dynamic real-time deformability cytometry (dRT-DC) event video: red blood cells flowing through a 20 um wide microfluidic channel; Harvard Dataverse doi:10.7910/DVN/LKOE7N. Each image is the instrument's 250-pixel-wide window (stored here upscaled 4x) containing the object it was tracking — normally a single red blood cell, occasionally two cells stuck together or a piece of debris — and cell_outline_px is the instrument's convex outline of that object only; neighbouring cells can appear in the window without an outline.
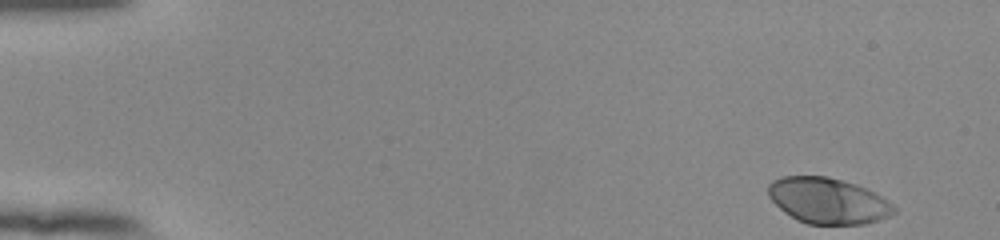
{"species": "human", "species_latin": "Homo sapiens", "temperature_condition": "room temperature", "stored_images_in_passage": 50, "camera_frame_rate_fps": 3000, "um_per_image_px": 0.085, "donor": {"sex": "female"}, "frame": {"image": 1, "passage_image": 1, "time_ms": 0.0, "image_size_px": [1000, 240], "cell_outline_px": [[896, 212], [880, 220], [864, 224], [808, 224], [796, 220], [784, 212], [768, 196], [768, 184], [772, 180], [784, 176], [828, 176], [856, 184], [888, 200], [896, 208]], "centroid_in_image_um": [70.36, 17.06], "position_along_channel_um": 14.6, "area_um2": 33.58}}
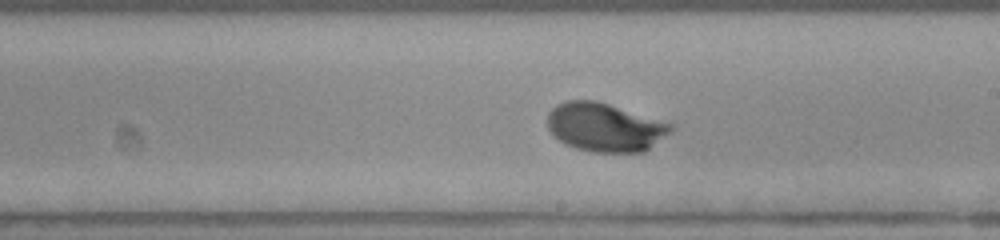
{"frame": {"image": 2, "passage_image": 29, "time_ms": 9.333, "image_size_px": [1000, 240], "cell_outline_px": [[676, 128], [672, 132], [644, 152], [592, 152], [576, 148], [564, 144], [548, 128], [548, 112], [556, 104], [564, 100], [596, 100], [676, 124]], "centroid_in_image_um": [51.46, 10.8], "position_along_channel_um": 237.5, "area_um2": 35.32}}
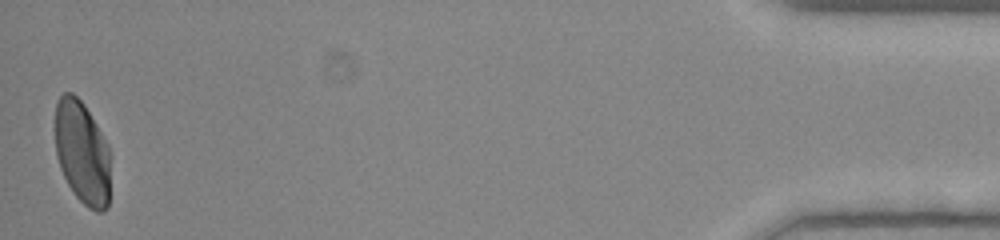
{"frame": {"image": 3, "passage_image": 50, "time_ms": 16.333, "image_size_px": [1000, 240], "cell_outline_px": [[108, 208], [104, 212], [96, 212], [88, 208], [76, 196], [68, 184], [60, 168], [56, 156], [56, 100], [64, 92], [72, 92], [84, 104], [108, 144]], "centroid_in_image_um": [6.97, 12.97], "position_along_channel_um": 428.2, "area_um2": 32.95}, "authors_computed_cell_mechanics": {"area_um2": 33.5818, "velocity_mm_per_s": 3.918, "shape_relaxation_time_tau1_ms": 2.4179, "shape_relaxation_time_tau2_ms": null, "deformation_change_tau1": 0.1611, "deformation_change_tau2": null}}